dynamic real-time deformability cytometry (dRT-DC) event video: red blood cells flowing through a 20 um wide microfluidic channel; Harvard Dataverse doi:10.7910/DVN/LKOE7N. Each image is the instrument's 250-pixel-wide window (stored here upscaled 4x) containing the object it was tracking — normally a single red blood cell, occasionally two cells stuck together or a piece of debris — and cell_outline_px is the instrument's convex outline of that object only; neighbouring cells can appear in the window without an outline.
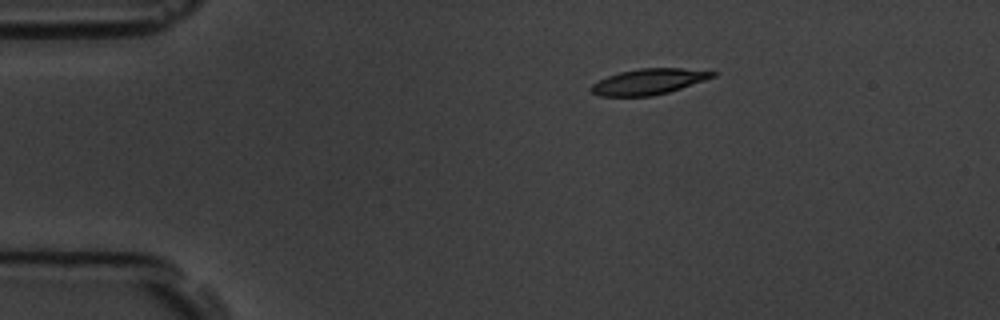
{"species": "common noctule bat (a hibernating species)", "species_latin": "Nyctalus noctula", "temperature_condition": "room temperature", "stored_images_in_passage": 13, "camera_frame_rate_fps": 3000, "um_per_image_px": 0.085, "animal": {"sex": "male", "body_mass_g": 19.5, "forearm_length_mm": 54.6}, "frame": {"image": 1, "passage_image": 1, "time_ms": 0.0, "image_size_px": [1000, 320], "cell_outline_px": [[716, 76], [668, 92], [652, 96], [600, 96], [592, 92], [588, 88], [592, 84], [608, 76], [620, 72], [640, 68], [680, 68], [716, 72]], "centroid_in_image_um": [55.1, 6.94], "position_along_channel_um": 29.9, "area_um2": 17.98}}
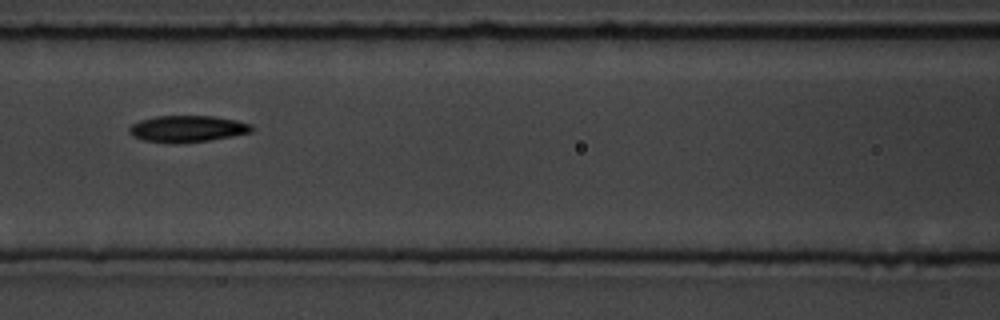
{"frame": {"image": 2, "passage_image": 5, "time_ms": 4.667, "image_size_px": [1000, 320], "cell_outline_px": [[252, 132], [232, 136], [208, 140], [176, 144], [168, 144], [144, 140], [132, 136], [128, 132], [128, 128], [132, 124], [140, 120], [156, 116], [216, 116], [236, 120], [252, 124]], "centroid_in_image_um": [15.9, 10.95], "position_along_channel_um": 150.7, "area_um2": 19.13}}
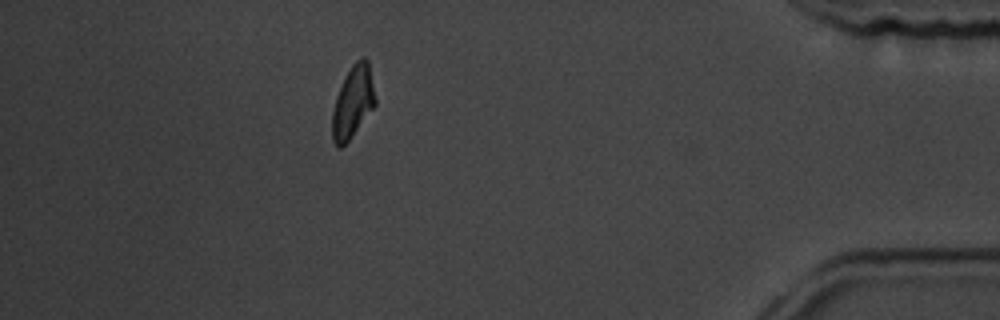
{"frame": {"image": 3, "passage_image": 12, "time_ms": 12.667, "image_size_px": [1000, 320], "cell_outline_px": [[376, 104], [348, 140], [340, 148], [332, 140], [332, 112], [336, 96], [352, 64], [356, 60], [364, 56], [368, 60], [376, 100]], "centroid_in_image_um": [29.99, 8.65], "position_along_channel_um": 405.2, "area_um2": 17.63}, "authors_computed_cell_mechanics": {"area_um2": 18.6116, "velocity_mm_per_s": 3.7753, "shape_relaxation_time_tau1_ms": 3.0989, "shape_relaxation_time_tau2_ms": null, "deformation_change_tau1": 0.1167, "deformation_change_tau2": null}}